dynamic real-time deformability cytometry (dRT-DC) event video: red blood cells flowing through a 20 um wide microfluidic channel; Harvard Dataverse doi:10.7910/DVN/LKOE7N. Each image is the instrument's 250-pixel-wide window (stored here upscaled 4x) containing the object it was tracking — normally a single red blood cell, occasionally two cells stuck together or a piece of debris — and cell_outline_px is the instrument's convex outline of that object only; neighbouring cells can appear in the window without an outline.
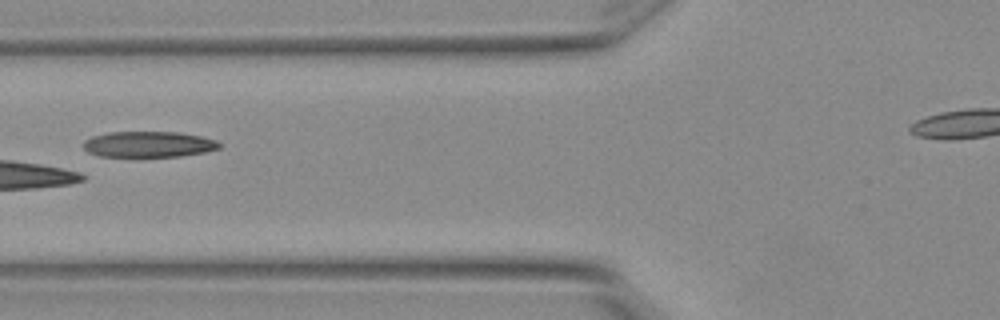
{"species": "Egyptian fruit bat (a non-hibernating species)", "species_latin": "Rousettus aegyptiacus", "temperature_condition": "warm", "stored_images_in_passage": 5, "camera_frame_rate_fps": 3000, "um_per_image_px": 0.085, "animal": {"sex": "female"}, "frame": {"image": 1, "passage_image": 4, "time_ms": 1.0, "image_size_px": [1000, 320], "cell_outline_px": [[224, 144], [220, 148], [204, 152], [180, 156], [100, 156], [88, 152], [84, 148], [84, 140], [92, 136], [108, 132], [180, 132], [200, 136], [216, 140]], "centroid_in_image_um": [12.66, 12.25], "position_along_channel_um": 113.1, "area_um2": 20.46}}
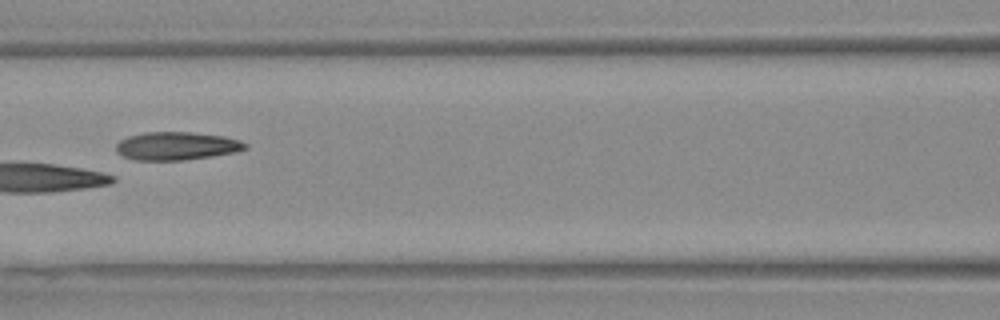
{"frame": {"image": 2, "passage_image": 5, "time_ms": 1.333, "image_size_px": [1000, 320], "cell_outline_px": [[248, 148], [236, 152], [212, 156], [180, 160], [136, 160], [124, 156], [116, 152], [116, 144], [120, 140], [128, 136], [144, 132], [192, 132], [224, 136], [240, 140], [248, 144]], "centroid_in_image_um": [15.02, 12.4], "position_along_channel_um": 151.6, "area_um2": 21.21}}